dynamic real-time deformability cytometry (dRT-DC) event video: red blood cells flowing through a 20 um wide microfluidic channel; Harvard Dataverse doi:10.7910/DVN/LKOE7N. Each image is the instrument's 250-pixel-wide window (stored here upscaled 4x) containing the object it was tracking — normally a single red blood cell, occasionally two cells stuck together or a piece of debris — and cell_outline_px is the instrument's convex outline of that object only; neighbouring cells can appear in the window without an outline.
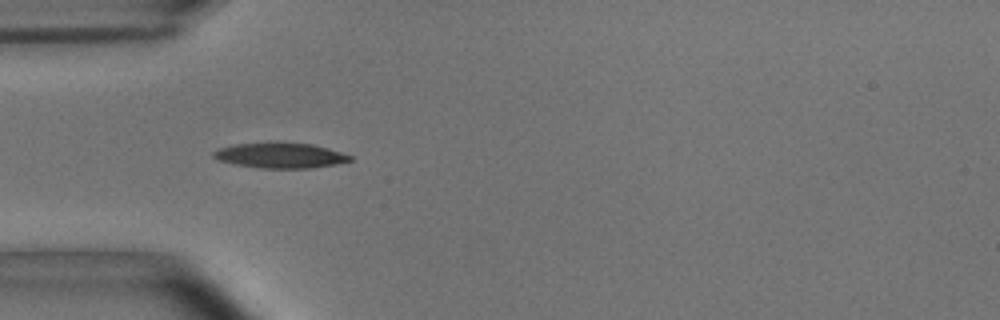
{"species": "common noctule bat (a hibernating species)", "species_latin": "Nyctalus noctula", "temperature_condition": "room temperature", "stored_images_in_passage": 39, "camera_frame_rate_fps": 3000, "um_per_image_px": 0.085, "animal": {"sex": "male", "body_mass_g": 15.6}, "frame": {"image": 1, "passage_image": 1, "time_ms": 0.0, "image_size_px": [1000, 320], "cell_outline_px": [[352, 160], [332, 164], [308, 168], [260, 168], [236, 164], [220, 160], [212, 156], [212, 152], [220, 148], [236, 144], [268, 140], [276, 140], [312, 144], [328, 148], [352, 156]], "centroid_in_image_um": [23.78, 13.16], "position_along_channel_um": 61.2, "area_um2": 20.46}}
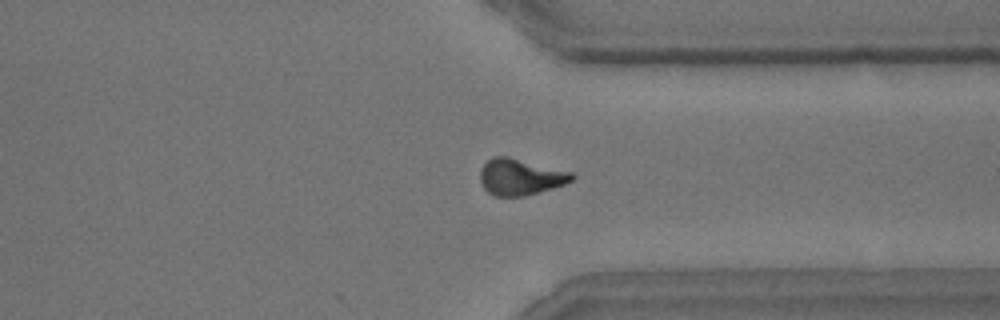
{"frame": {"image": 2, "passage_image": 26, "time_ms": 8.333, "image_size_px": [1000, 320], "cell_outline_px": [[576, 176], [572, 180], [564, 184], [552, 188], [524, 196], [496, 196], [488, 192], [484, 188], [480, 180], [480, 168], [492, 156], [508, 156], [572, 172]], "centroid_in_image_um": [44.21, 15.03], "position_along_channel_um": 367.2, "area_um2": 19.36}}
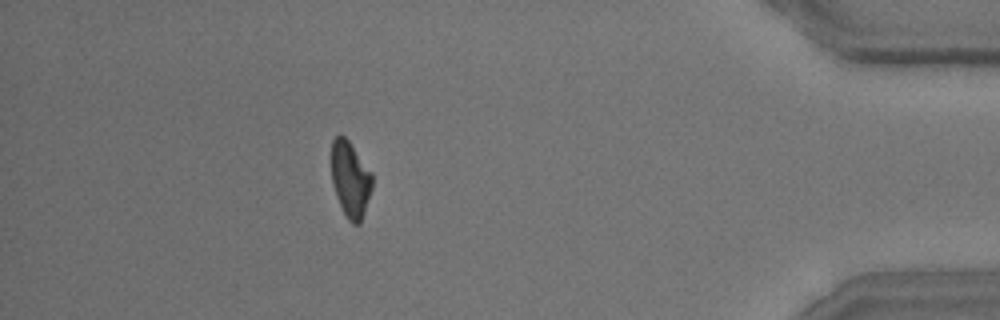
{"frame": {"image": 3, "passage_image": 33, "time_ms": 10.667, "image_size_px": [1000, 320], "cell_outline_px": [[372, 188], [360, 224], [352, 224], [348, 220], [336, 196], [332, 184], [332, 140], [340, 132], [348, 140], [372, 172]], "centroid_in_image_um": [29.78, 15.22], "position_along_channel_um": 405.4, "area_um2": 17.98}, "authors_computed_cell_mechanics": {"area_um2": 19.074, "velocity_mm_per_s": 3.6878, "shape_relaxation_time_tau1_ms": 4.5372, "shape_relaxation_time_tau2_ms": 4.664, "deformation_change_tau1": 0.1454, "deformation_change_tau2": 0.1174}}